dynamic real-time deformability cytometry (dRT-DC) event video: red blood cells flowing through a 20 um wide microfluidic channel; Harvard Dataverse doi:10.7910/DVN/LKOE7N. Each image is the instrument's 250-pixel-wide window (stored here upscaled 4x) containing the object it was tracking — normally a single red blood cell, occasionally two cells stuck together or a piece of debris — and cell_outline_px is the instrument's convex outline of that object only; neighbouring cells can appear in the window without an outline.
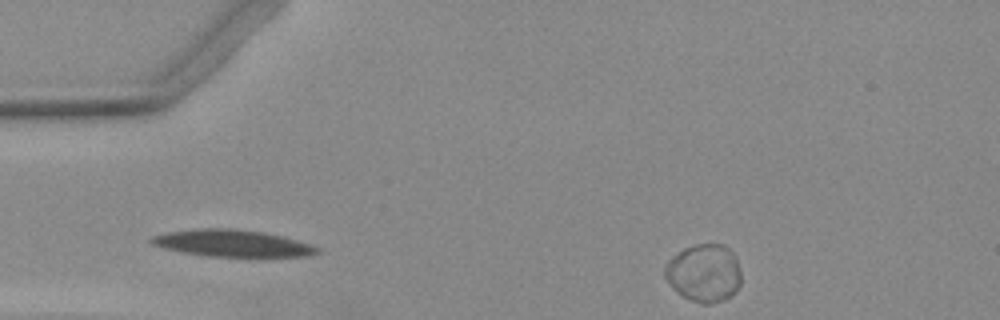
{"species": "Egyptian fruit bat (a non-hibernating species)", "species_latin": "Rousettus aegyptiacus", "temperature_condition": "warm", "stored_images_in_passage": 46, "camera_frame_rate_fps": 3000, "um_per_image_px": 0.085, "animal": {"sex": "female"}, "frame": {"image": 1, "passage_image": 1, "time_ms": 0.0, "image_size_px": [1000, 320], "cell_outline_px": [[740, 284], [736, 292], [724, 300], [708, 304], [704, 304], [692, 300], [676, 292], [664, 276], [664, 268], [668, 260], [672, 256], [684, 248], [696, 244], [720, 244], [728, 248], [736, 256], [740, 272]], "centroid_in_image_um": [59.84, 23.2], "position_along_channel_um": 25.2, "area_um2": 25.72}}
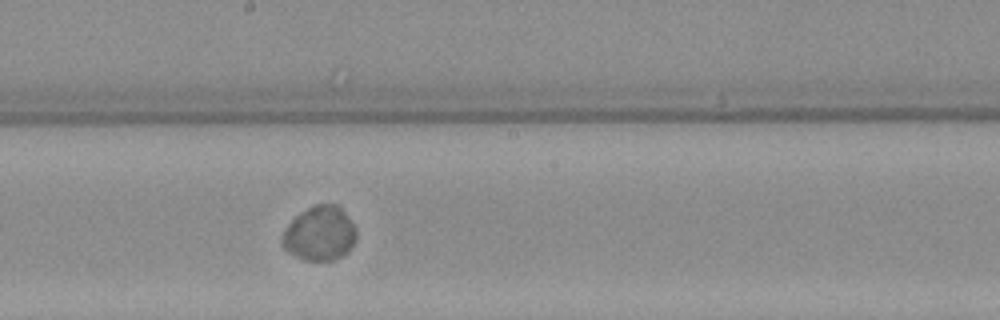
{"frame": {"image": 2, "passage_image": 22, "time_ms": 7.0, "image_size_px": [1000, 320], "cell_outline_px": [[356, 240], [352, 248], [348, 252], [332, 260], [304, 260], [288, 252], [284, 248], [284, 232], [288, 224], [296, 216], [308, 208], [316, 204], [336, 204], [344, 212], [356, 228]], "centroid_in_image_um": [27.21, 19.85], "position_along_channel_um": 221.0, "area_um2": 23.12}}
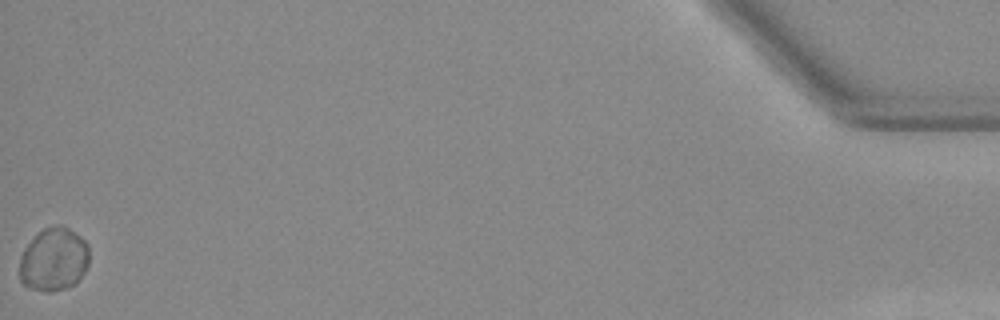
{"frame": {"image": 3, "passage_image": 46, "time_ms": 15.0, "image_size_px": [1000, 320], "cell_outline_px": [[88, 264], [84, 272], [72, 284], [64, 288], [52, 292], [48, 292], [28, 288], [20, 280], [20, 256], [24, 248], [44, 228], [56, 224], [60, 224], [68, 228], [80, 236], [88, 244]], "centroid_in_image_um": [4.56, 22.05], "position_along_channel_um": 430.6, "area_um2": 25.49}}